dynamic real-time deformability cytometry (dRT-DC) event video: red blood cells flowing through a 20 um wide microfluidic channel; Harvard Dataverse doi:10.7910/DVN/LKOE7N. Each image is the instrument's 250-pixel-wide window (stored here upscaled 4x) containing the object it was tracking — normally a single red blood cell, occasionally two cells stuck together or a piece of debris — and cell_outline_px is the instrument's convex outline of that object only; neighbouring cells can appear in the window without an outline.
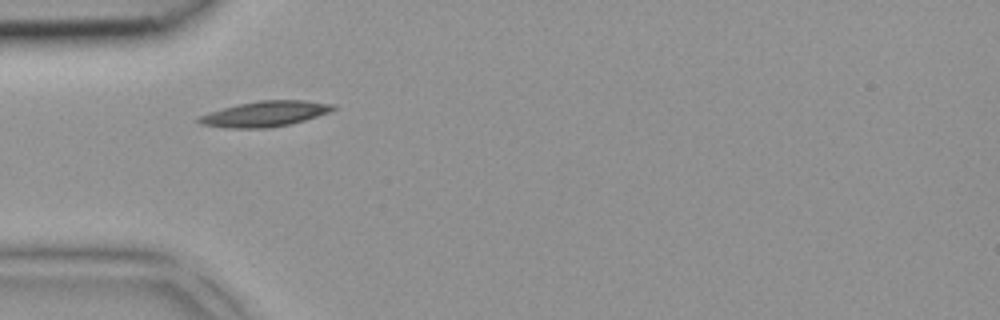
{"species": "common noctule bat (a hibernating species)", "species_latin": "Nyctalus noctula", "temperature_condition": "room temperature", "stored_images_in_passage": 2, "camera_frame_rate_fps": 3000, "um_per_image_px": 0.085, "animal": {"sex": "female", "body_mass_g": 18.4}, "frame": {"image": 1, "passage_image": 1, "time_ms": 0.0, "image_size_px": [1000, 320], "cell_outline_px": [[336, 108], [328, 112], [292, 124], [272, 128], [224, 128], [200, 124], [196, 120], [196, 116], [208, 112], [240, 104], [260, 100], [304, 100], [336, 104]], "centroid_in_image_um": [22.49, 9.69], "position_along_channel_um": 62.5, "area_um2": 20.06}}